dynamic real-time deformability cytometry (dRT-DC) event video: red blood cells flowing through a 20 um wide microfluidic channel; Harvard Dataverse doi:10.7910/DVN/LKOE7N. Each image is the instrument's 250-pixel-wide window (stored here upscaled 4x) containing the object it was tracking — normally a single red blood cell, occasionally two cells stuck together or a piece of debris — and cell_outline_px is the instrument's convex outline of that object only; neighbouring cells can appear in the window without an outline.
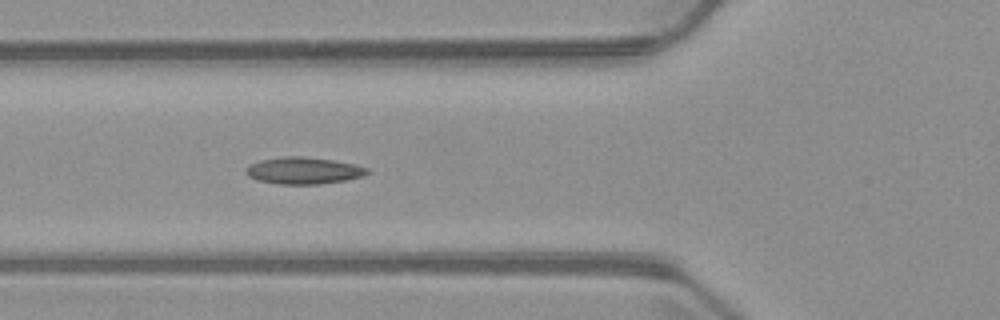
{"species": "common noctule bat (a hibernating species)", "species_latin": "Nyctalus noctula", "temperature_condition": "warm", "stored_images_in_passage": 6, "camera_frame_rate_fps": 3000, "um_per_image_px": 0.085, "animal": {"sex": "male", "body_mass_g": 23.1, "forearm_length_mm": 52.7}, "frame": {"image": 1, "passage_image": 6, "time_ms": 6.0, "image_size_px": [1000, 320], "cell_outline_px": [[368, 172], [360, 176], [344, 180], [320, 184], [280, 184], [256, 180], [248, 176], [244, 172], [244, 168], [248, 164], [260, 160], [284, 156], [300, 156], [332, 160], [356, 164], [368, 168]], "centroid_in_image_um": [25.72, 14.49], "position_along_channel_um": 100.1, "area_um2": 18.96}}